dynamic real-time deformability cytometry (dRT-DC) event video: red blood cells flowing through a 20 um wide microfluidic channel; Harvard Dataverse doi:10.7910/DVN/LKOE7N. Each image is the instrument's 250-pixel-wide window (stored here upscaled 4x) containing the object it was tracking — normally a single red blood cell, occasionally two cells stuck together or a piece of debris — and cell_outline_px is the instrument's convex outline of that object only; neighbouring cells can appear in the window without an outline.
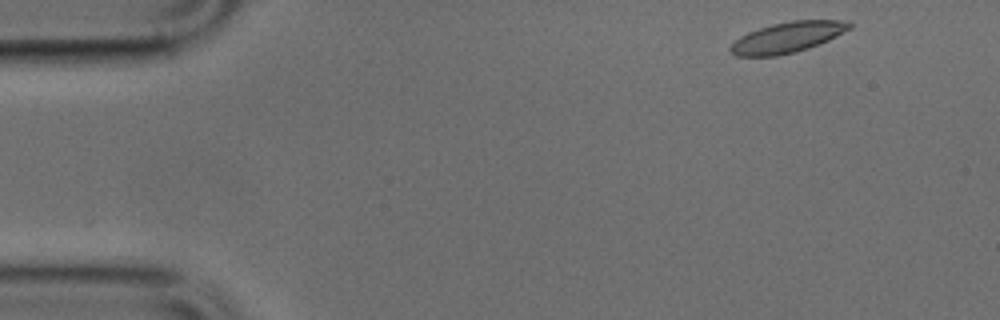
{"species": "common noctule bat (a hibernating species)", "species_latin": "Nyctalus noctula", "temperature_condition": "cold", "stored_images_in_passage": 47, "camera_frame_rate_fps": 3000, "um_per_image_px": 0.085, "animal": {"sex": "male", "body_mass_g": 17.9, "forearm_length_mm": 54.2}, "frame": {"image": 1, "passage_image": 2, "time_ms": 0.333, "image_size_px": [1000, 320], "cell_outline_px": [[852, 28], [828, 40], [808, 48], [776, 56], [736, 56], [728, 48], [740, 36], [748, 32], [772, 24], [792, 20], [852, 20]], "centroid_in_image_um": [66.97, 3.16], "position_along_channel_um": 18.0, "area_um2": 21.15}}
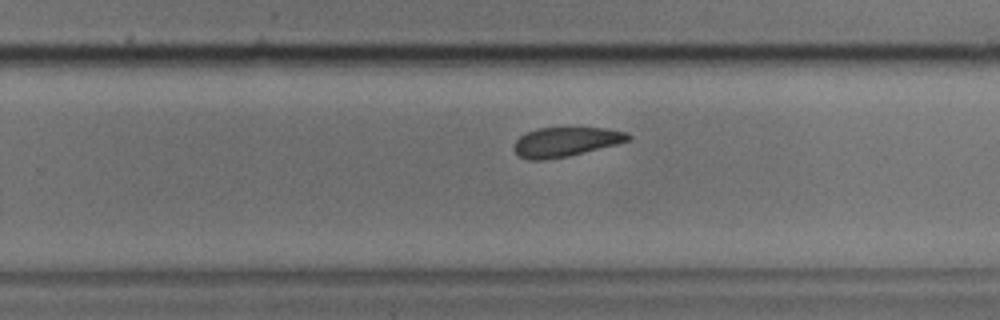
{"frame": {"image": 2, "passage_image": 29, "time_ms": 9.333, "image_size_px": [1000, 320], "cell_outline_px": [[632, 136], [628, 140], [616, 144], [568, 156], [544, 160], [528, 160], [520, 156], [512, 148], [512, 144], [520, 136], [536, 128], [608, 128], [628, 132]], "centroid_in_image_um": [48.06, 12.05], "position_along_channel_um": 281.7, "area_um2": 19.54}}
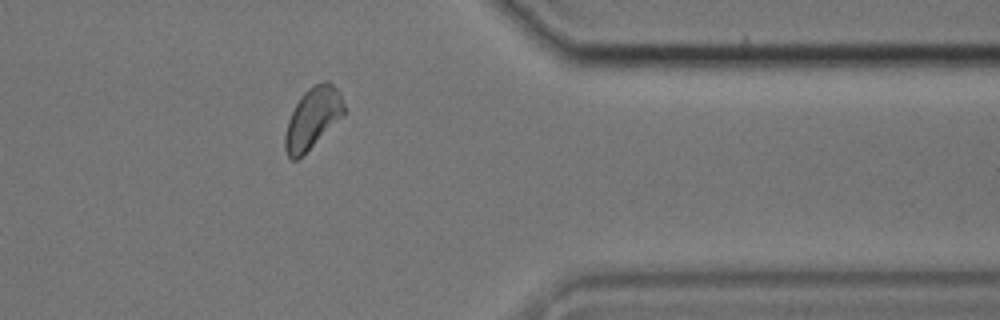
{"frame": {"image": 3, "passage_image": 38, "time_ms": 12.333, "image_size_px": [1000, 320], "cell_outline_px": [[344, 116], [296, 160], [292, 160], [288, 156], [284, 148], [284, 136], [288, 120], [300, 96], [312, 84], [324, 80], [328, 80], [340, 92], [344, 104]], "centroid_in_image_um": [26.58, 10.0], "position_along_channel_um": 384.8, "area_um2": 20.87}}